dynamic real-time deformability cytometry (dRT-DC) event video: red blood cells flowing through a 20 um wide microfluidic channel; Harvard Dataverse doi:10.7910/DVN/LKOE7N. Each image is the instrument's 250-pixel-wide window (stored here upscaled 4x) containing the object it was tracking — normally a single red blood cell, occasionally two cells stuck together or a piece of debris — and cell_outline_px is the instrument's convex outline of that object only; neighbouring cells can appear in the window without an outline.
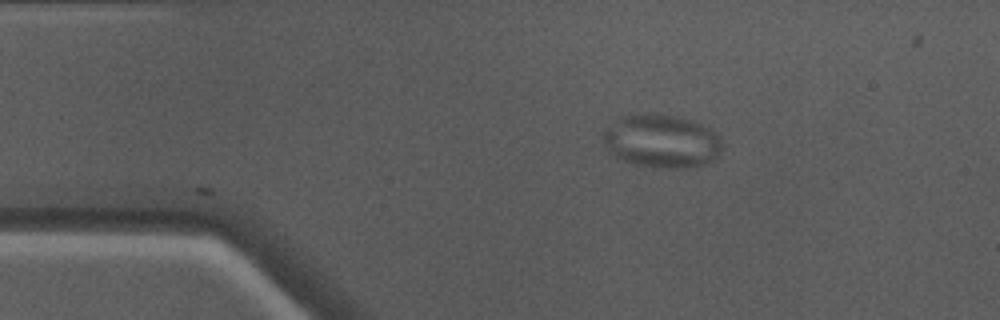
{"species": "Egyptian fruit bat (a non-hibernating species)", "species_latin": "Rousettus aegyptiacus", "temperature_condition": "warm", "stored_images_in_passage": 4, "camera_frame_rate_fps": 3000, "um_per_image_px": 0.085, "animal": {"sex": "male"}, "frame": {"image": 1, "passage_image": 1, "time_ms": 0.0, "image_size_px": [1000, 320], "cell_outline_px": [[724, 148], [712, 160], [704, 164], [688, 168], [656, 168], [632, 164], [608, 152], [600, 136], [616, 116], [636, 112], [656, 112], [676, 116], [700, 124], [716, 132], [720, 136]], "centroid_in_image_um": [56.18, 11.97], "position_along_channel_um": 28.8, "area_um2": 37.97}}